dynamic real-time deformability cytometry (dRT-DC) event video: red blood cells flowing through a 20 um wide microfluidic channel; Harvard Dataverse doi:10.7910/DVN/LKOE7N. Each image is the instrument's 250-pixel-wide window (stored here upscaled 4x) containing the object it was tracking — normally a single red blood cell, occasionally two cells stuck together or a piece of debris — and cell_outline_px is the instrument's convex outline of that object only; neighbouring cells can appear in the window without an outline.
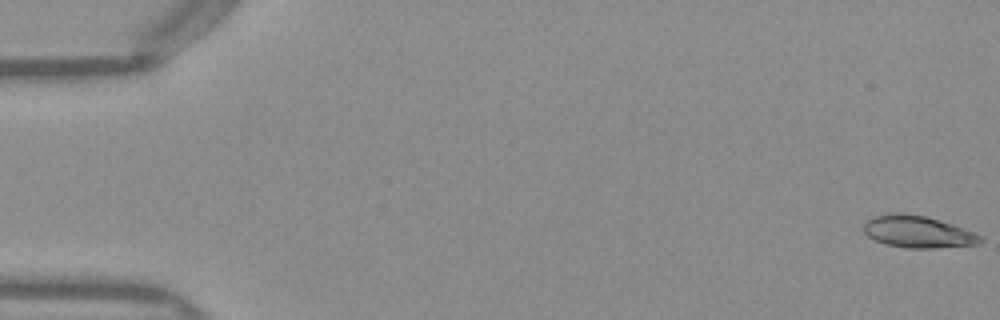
{"species": "Egyptian fruit bat (a non-hibernating species)", "species_latin": "Rousettus aegyptiacus", "temperature_condition": "warm", "stored_images_in_passage": 51, "camera_frame_rate_fps": 3000, "um_per_image_px": 0.085, "frame": {"image": 1, "passage_image": 1, "time_ms": 0.0, "image_size_px": [1000, 320], "cell_outline_px": [[984, 240], [980, 244], [932, 248], [908, 248], [884, 244], [868, 236], [860, 228], [872, 216], [892, 212], [904, 212], [928, 216], [976, 232], [984, 236]], "centroid_in_image_um": [78.03, 19.68], "position_along_channel_um": 7.0, "area_um2": 22.25}}
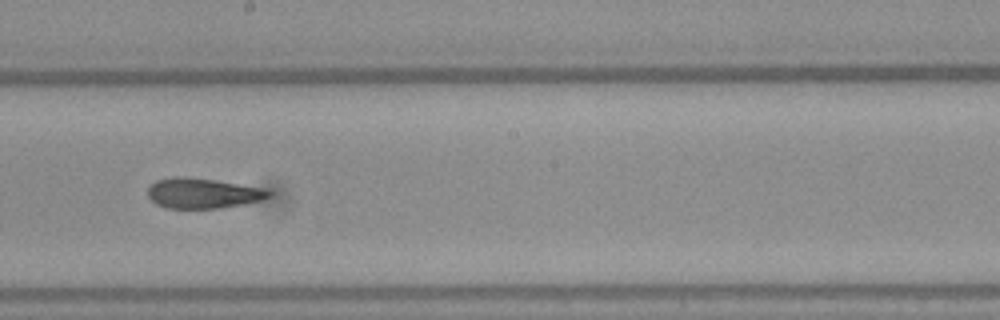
{"frame": {"image": 2, "passage_image": 29, "time_ms": 9.333, "image_size_px": [1000, 320], "cell_outline_px": [[272, 196], [264, 200], [244, 204], [216, 208], [164, 208], [156, 204], [148, 196], [148, 188], [156, 180], [176, 176], [184, 176], [212, 180], [264, 188], [272, 192]], "centroid_in_image_um": [17.25, 16.43], "position_along_channel_um": 231.0, "area_um2": 21.27}}
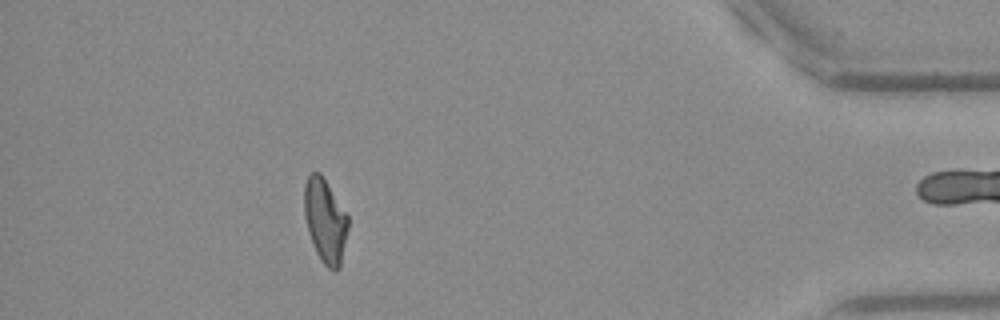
{"frame": {"image": 3, "passage_image": 46, "time_ms": 15.0, "image_size_px": [1000, 320], "cell_outline_px": [[348, 228], [340, 268], [336, 272], [332, 272], [324, 264], [316, 252], [304, 216], [304, 184], [308, 176], [312, 172], [320, 172], [348, 216]], "centroid_in_image_um": [27.64, 18.77], "position_along_channel_um": 407.6, "area_um2": 21.27}}